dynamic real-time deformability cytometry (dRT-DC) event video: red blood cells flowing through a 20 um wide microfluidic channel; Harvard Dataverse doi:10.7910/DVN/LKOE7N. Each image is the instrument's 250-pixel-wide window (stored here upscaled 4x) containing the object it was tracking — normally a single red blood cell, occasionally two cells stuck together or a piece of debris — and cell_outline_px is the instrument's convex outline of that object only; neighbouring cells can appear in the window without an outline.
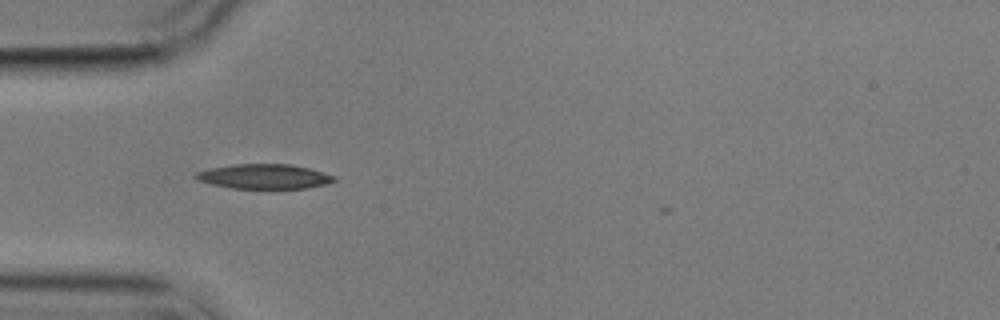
{"species": "common noctule bat (a hibernating species)", "species_latin": "Nyctalus noctula", "temperature_condition": "cold", "stored_images_in_passage": 8, "camera_frame_rate_fps": 3000, "um_per_image_px": 0.085, "animal": {"sex": "male", "body_mass_g": 17.9}, "frame": {"image": 1, "passage_image": 4, "time_ms": 3.333, "image_size_px": [1000, 320], "cell_outline_px": [[336, 180], [324, 184], [308, 188], [232, 188], [212, 184], [196, 180], [192, 176], [196, 172], [208, 168], [232, 164], [292, 164], [308, 168], [336, 176]], "centroid_in_image_um": [22.4, 14.99], "position_along_channel_um": 62.6, "area_um2": 19.94}}
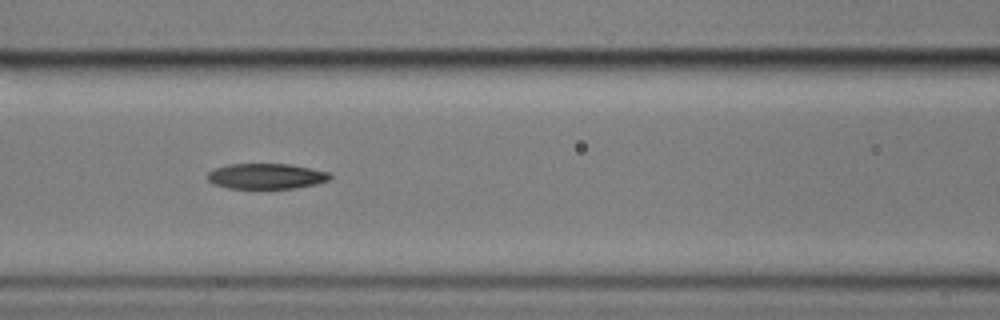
{"frame": {"image": 2, "passage_image": 6, "time_ms": 5.667, "image_size_px": [1000, 320], "cell_outline_px": [[332, 176], [328, 180], [316, 184], [292, 188], [228, 188], [216, 184], [208, 180], [208, 172], [216, 168], [228, 164], [292, 164], [328, 172]], "centroid_in_image_um": [22.64, 14.97], "position_along_channel_um": 144.0, "area_um2": 17.98}}
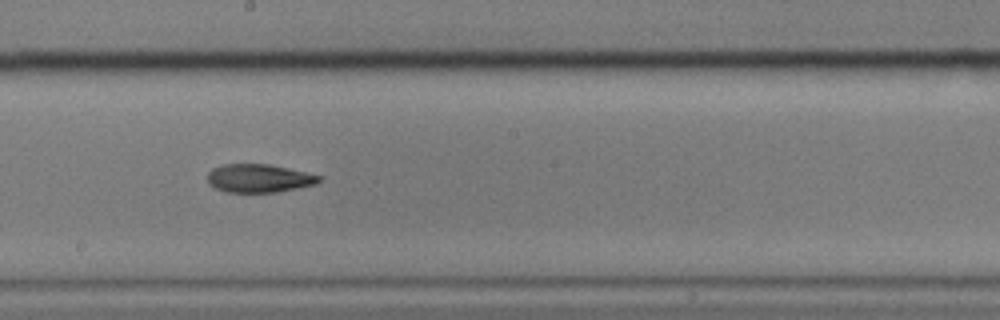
{"frame": {"image": 3, "passage_image": 8, "time_ms": 8.0, "image_size_px": [1000, 320], "cell_outline_px": [[320, 180], [316, 184], [276, 192], [228, 192], [216, 188], [208, 184], [208, 172], [212, 168], [224, 164], [268, 164], [288, 168], [320, 176]], "centroid_in_image_um": [21.97, 15.15], "position_along_channel_um": 226.2, "area_um2": 18.21}}